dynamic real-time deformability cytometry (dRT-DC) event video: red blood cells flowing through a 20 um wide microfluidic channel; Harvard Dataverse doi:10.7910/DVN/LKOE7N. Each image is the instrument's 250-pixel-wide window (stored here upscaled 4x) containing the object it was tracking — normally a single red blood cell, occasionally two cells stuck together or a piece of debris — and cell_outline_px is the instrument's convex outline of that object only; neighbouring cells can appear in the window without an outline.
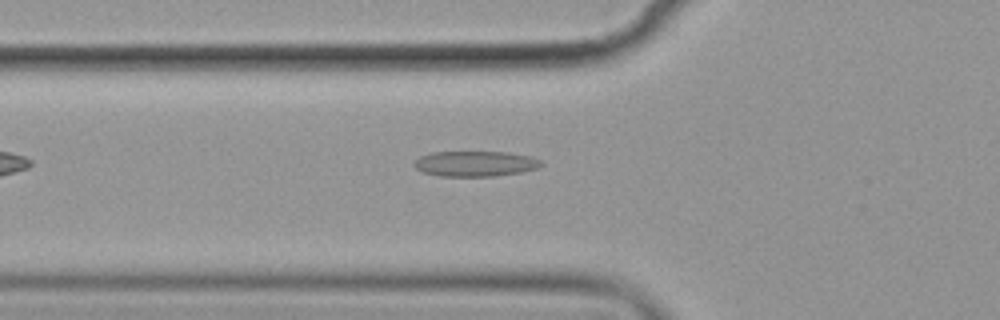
{"species": "common noctule bat (a hibernating species)", "species_latin": "Nyctalus noctula", "temperature_condition": "cold", "stored_images_in_passage": 6, "camera_frame_rate_fps": 3000, "um_per_image_px": 0.085, "animal": {"sex": "female", "body_mass_g": 19.9}, "frame": {"image": 1, "passage_image": 6, "time_ms": 5.667, "image_size_px": [1000, 320], "cell_outline_px": [[544, 164], [536, 168], [520, 172], [492, 176], [440, 176], [424, 172], [416, 168], [412, 164], [420, 156], [432, 152], [508, 152], [532, 156], [540, 160]], "centroid_in_image_um": [40.4, 13.9], "position_along_channel_um": 85.4, "area_um2": 18.73}}